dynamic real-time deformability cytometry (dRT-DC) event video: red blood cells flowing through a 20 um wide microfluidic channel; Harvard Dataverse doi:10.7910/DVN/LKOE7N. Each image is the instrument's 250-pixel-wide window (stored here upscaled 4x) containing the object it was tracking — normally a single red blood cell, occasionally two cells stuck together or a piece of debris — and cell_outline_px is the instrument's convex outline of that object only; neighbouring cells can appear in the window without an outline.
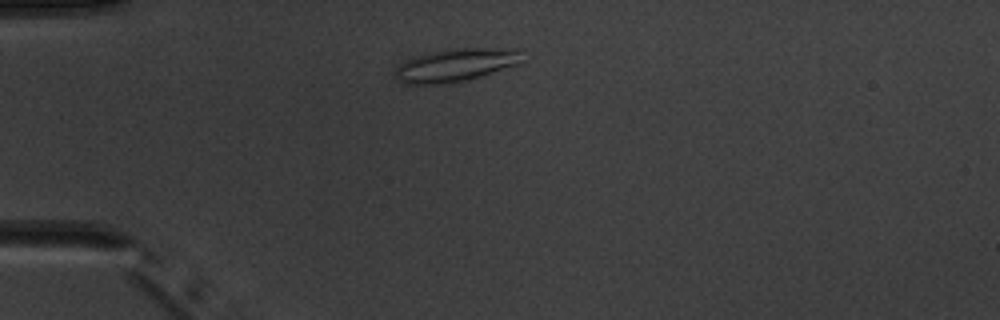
{"species": "common noctule bat (a hibernating species)", "species_latin": "Nyctalus noctula", "temperature_condition": "warm", "stored_images_in_passage": 2, "camera_frame_rate_fps": 3000, "um_per_image_px": 0.085, "animal": {"sex": "male", "body_mass_g": 20.1, "forearm_length_mm": 53.5}, "frame": {"image": 1, "passage_image": 2, "time_ms": 1.0, "image_size_px": [1000, 320], "cell_outline_px": [[520, 64], [468, 80], [444, 84], [408, 84], [400, 80], [396, 76], [396, 68], [404, 60], [416, 56], [452, 48], [516, 48]], "centroid_in_image_um": [38.72, 5.54], "position_along_channel_um": 46.3, "area_um2": 24.04}}